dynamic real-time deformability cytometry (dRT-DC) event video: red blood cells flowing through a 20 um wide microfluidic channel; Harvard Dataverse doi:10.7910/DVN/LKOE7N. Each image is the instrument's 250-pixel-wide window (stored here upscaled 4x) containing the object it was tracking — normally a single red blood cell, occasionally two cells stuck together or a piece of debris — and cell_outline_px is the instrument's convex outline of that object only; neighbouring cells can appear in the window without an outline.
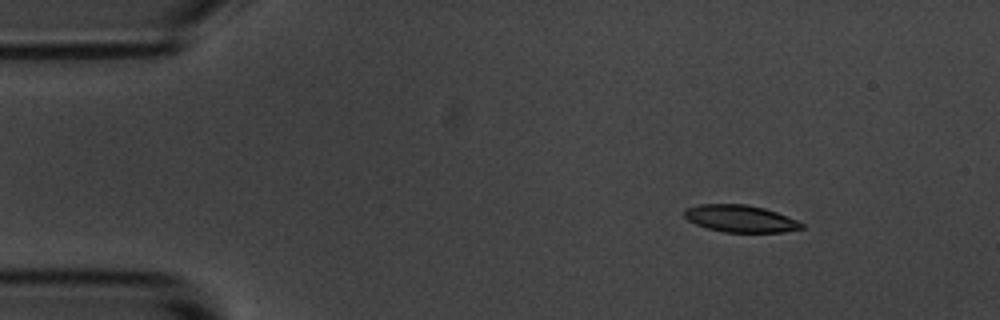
{"species": "common noctule bat (a hibernating species)", "species_latin": "Nyctalus noctula", "temperature_condition": "room temperature", "stored_images_in_passage": 10, "camera_frame_rate_fps": 3000, "um_per_image_px": 0.085, "animal": {"sex": "male", "body_mass_g": 20.1, "forearm_length_mm": 53.5}, "frame": {"image": 1, "passage_image": 2, "time_ms": 1.0, "image_size_px": [1000, 320], "cell_outline_px": [[804, 228], [784, 232], [724, 232], [708, 228], [696, 224], [688, 220], [684, 216], [684, 208], [700, 204], [748, 204], [764, 208], [776, 212], [796, 220], [804, 224]], "centroid_in_image_um": [62.92, 18.58], "position_along_channel_um": 22.1, "area_um2": 18.5}}
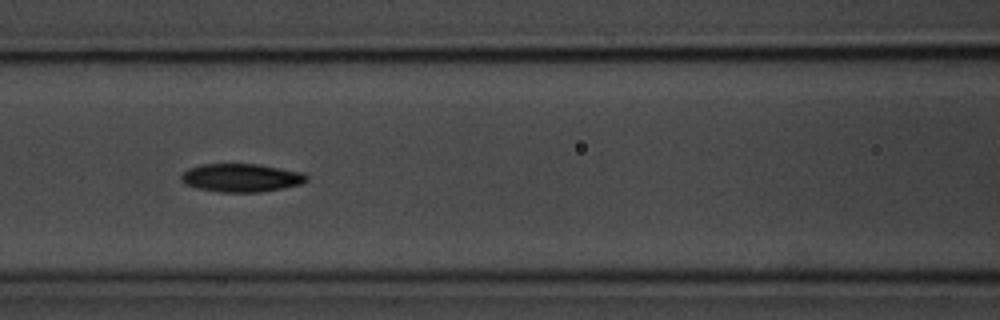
{"frame": {"image": 2, "passage_image": 6, "time_ms": 6.333, "image_size_px": [1000, 320], "cell_outline_px": [[308, 180], [300, 184], [284, 188], [260, 192], [220, 192], [196, 188], [184, 184], [180, 180], [180, 176], [188, 168], [204, 164], [260, 164], [304, 172], [308, 176]], "centroid_in_image_um": [20.51, 15.11], "position_along_channel_um": 146.1, "area_um2": 20.87}}
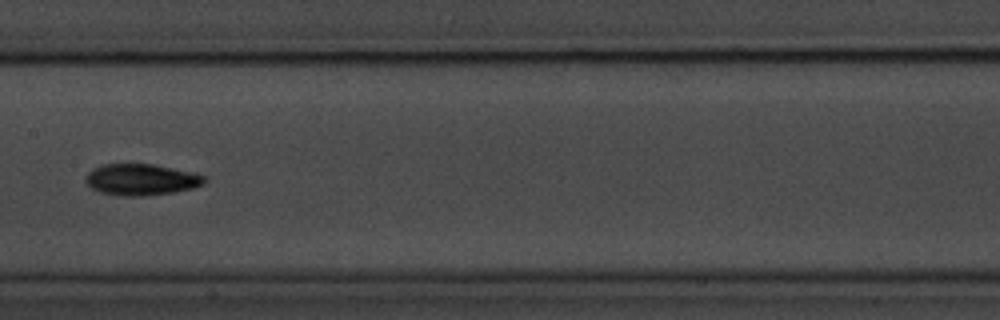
{"frame": {"image": 3, "passage_image": 7, "time_ms": 7.667, "image_size_px": [1000, 320], "cell_outline_px": [[208, 180], [204, 184], [192, 188], [172, 192], [140, 196], [124, 196], [100, 192], [92, 188], [84, 180], [88, 172], [104, 164], [152, 164], [196, 172], [204, 176]], "centroid_in_image_um": [12.04, 15.26], "position_along_channel_um": 195.4, "area_um2": 21.62}}